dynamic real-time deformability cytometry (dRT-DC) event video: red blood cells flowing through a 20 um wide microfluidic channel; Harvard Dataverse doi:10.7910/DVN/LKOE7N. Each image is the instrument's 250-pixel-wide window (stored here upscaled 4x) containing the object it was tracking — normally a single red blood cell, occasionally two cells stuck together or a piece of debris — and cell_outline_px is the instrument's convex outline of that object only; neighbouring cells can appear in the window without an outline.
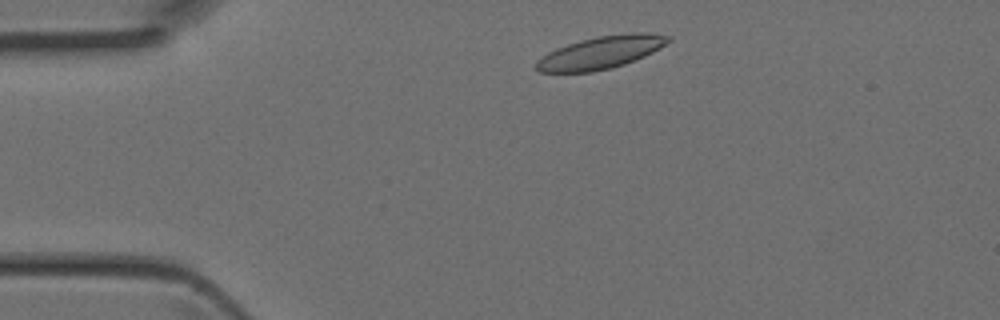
{"species": "Egyptian fruit bat (a non-hibernating species)", "species_latin": "Rousettus aegyptiacus", "temperature_condition": "room temperature", "stored_images_in_passage": 39, "camera_frame_rate_fps": 3000, "um_per_image_px": 0.085, "animal": {"sex": "female"}, "frame": {"image": 1, "passage_image": 3, "time_ms": 0.667, "image_size_px": [1000, 320], "cell_outline_px": [[672, 40], [652, 52], [644, 56], [624, 64], [612, 68], [592, 72], [540, 72], [536, 68], [536, 60], [548, 52], [556, 48], [580, 40], [596, 36], [632, 32], [652, 32], [672, 36]], "centroid_in_image_um": [51.1, 4.44], "position_along_channel_um": 33.9, "area_um2": 25.2}}
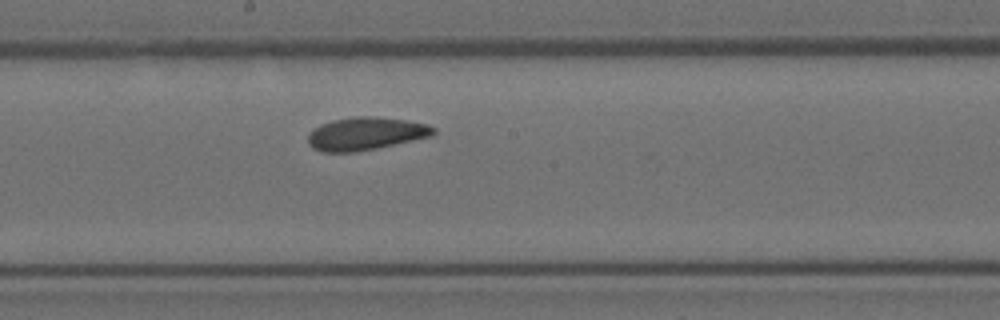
{"frame": {"image": 2, "passage_image": 18, "time_ms": 5.667, "image_size_px": [1000, 320], "cell_outline_px": [[436, 132], [432, 136], [376, 148], [356, 152], [324, 152], [312, 148], [308, 144], [308, 136], [312, 128], [320, 124], [332, 120], [352, 116], [376, 116], [404, 120], [428, 124], [436, 128]], "centroid_in_image_um": [31.06, 11.35], "position_along_channel_um": 217.1, "area_um2": 24.22}}
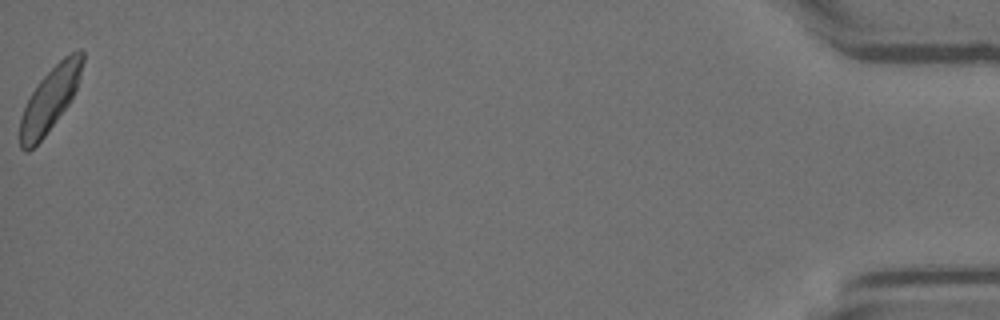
{"frame": {"image": 3, "passage_image": 39, "time_ms": 12.667, "image_size_px": [1000, 320], "cell_outline_px": [[84, 60], [76, 88], [68, 104], [44, 136], [28, 152], [24, 152], [20, 148], [20, 116], [32, 92], [40, 80], [64, 56], [80, 48], [84, 52]], "centroid_in_image_um": [4.24, 8.43], "position_along_channel_um": 431.0, "area_um2": 22.77}}